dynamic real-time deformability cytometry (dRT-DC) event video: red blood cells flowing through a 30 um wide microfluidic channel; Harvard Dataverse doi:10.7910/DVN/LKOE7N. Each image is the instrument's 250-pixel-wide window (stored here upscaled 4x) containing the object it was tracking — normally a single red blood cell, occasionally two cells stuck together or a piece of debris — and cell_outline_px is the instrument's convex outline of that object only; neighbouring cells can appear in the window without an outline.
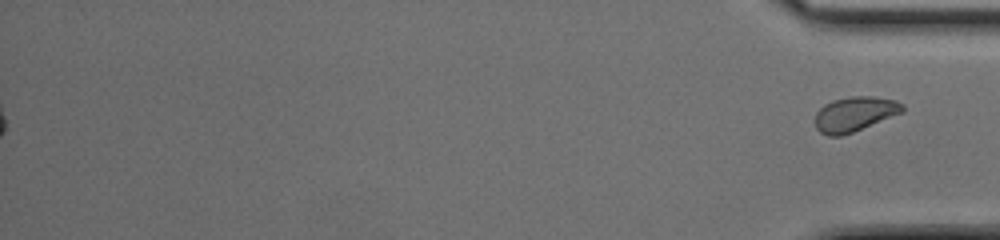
{"species": "common noctule bat (a hibernating species)", "species_latin": "Nyctalus noctula", "temperature_condition": "cold", "stored_images_in_passage": 39, "camera_frame_rate_fps": 3000, "um_per_image_px": 0.085, "animal": {"sex": "female", "body_mass_g": 17.0, "forearm_length_mm": 48.0}, "frame": {"image": 1, "passage_image": 39, "time_ms": 12.667, "image_size_px": [1000, 240], "cell_outline_px": [[904, 112], [852, 132], [840, 136], [828, 136], [820, 132], [816, 128], [816, 112], [824, 104], [832, 100], [852, 96], [876, 96], [896, 100], [904, 104]], "centroid_in_image_um": [72.67, 9.68], "position_along_channel_um": 362.5, "area_um2": 17.74}}